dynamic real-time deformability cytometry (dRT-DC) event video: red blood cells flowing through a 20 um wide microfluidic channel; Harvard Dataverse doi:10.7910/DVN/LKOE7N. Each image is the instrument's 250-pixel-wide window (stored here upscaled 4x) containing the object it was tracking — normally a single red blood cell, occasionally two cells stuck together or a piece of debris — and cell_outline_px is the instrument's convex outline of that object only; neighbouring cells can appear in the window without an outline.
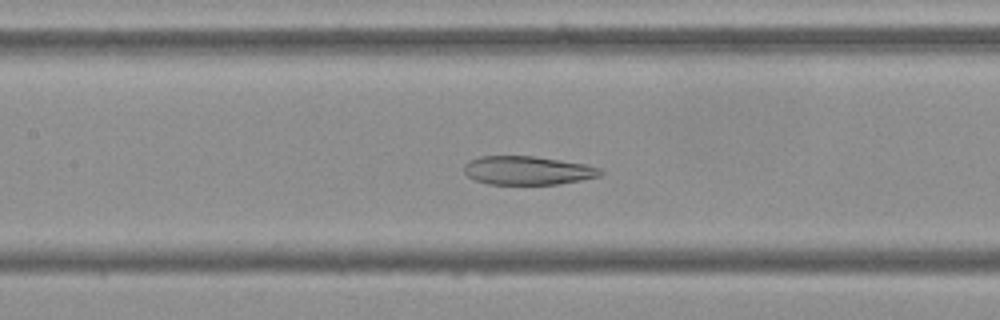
{"species": "Egyptian fruit bat (a non-hibernating species)", "species_latin": "Rousettus aegyptiacus", "temperature_condition": "cold", "stored_images_in_passage": 53, "camera_frame_rate_fps": 3000, "um_per_image_px": 0.085, "frame": {"image": 1, "passage_image": 23, "time_ms": 7.333, "image_size_px": [1000, 320], "cell_outline_px": [[604, 172], [600, 176], [560, 184], [488, 184], [476, 180], [468, 176], [464, 172], [464, 164], [468, 160], [480, 156], [532, 156], [560, 160], [584, 164], [600, 168]], "centroid_in_image_um": [44.83, 14.49], "position_along_channel_um": 162.6, "area_um2": 22.72}}
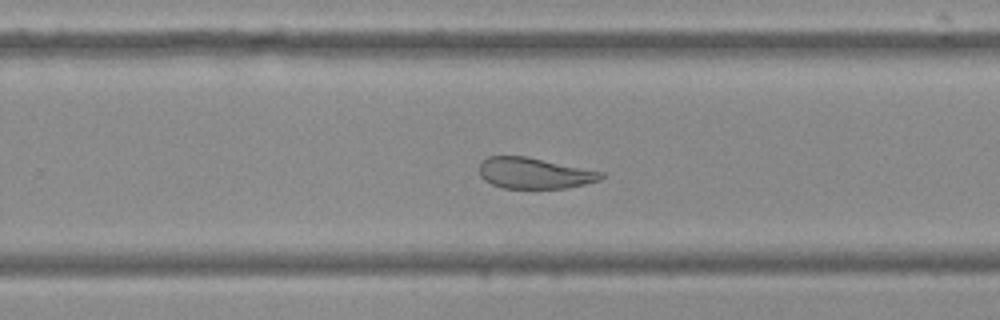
{"frame": {"image": 2, "passage_image": 33, "time_ms": 10.667, "image_size_px": [1000, 320], "cell_outline_px": [[604, 176], [600, 180], [584, 184], [564, 188], [504, 188], [492, 184], [484, 180], [480, 176], [480, 160], [488, 156], [528, 156], [604, 172]], "centroid_in_image_um": [45.4, 14.7], "position_along_channel_um": 284.4, "area_um2": 22.08}}
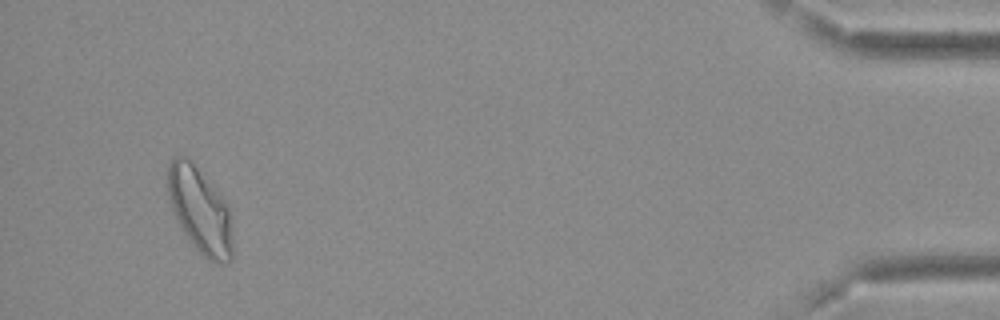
{"frame": {"image": 3, "passage_image": 50, "time_ms": 16.333, "image_size_px": [1000, 320], "cell_outline_px": [[232, 260], [224, 264], [216, 264], [208, 260], [188, 240], [180, 228], [172, 212], [168, 196], [168, 164], [172, 156], [184, 156], [192, 160], [220, 192], [228, 208], [232, 236]], "centroid_in_image_um": [16.98, 17.87], "position_along_channel_um": 418.2, "area_um2": 32.95}, "authors_computed_cell_mechanics": {"area_um2": 27.8018, "velocity_mm_per_s": 3.6684, "shape_relaxation_time_tau1_ms": null, "shape_relaxation_time_tau2_ms": 3.5136, "deformation_change_tau1": null, "deformation_change_tau2": 0.1039}}